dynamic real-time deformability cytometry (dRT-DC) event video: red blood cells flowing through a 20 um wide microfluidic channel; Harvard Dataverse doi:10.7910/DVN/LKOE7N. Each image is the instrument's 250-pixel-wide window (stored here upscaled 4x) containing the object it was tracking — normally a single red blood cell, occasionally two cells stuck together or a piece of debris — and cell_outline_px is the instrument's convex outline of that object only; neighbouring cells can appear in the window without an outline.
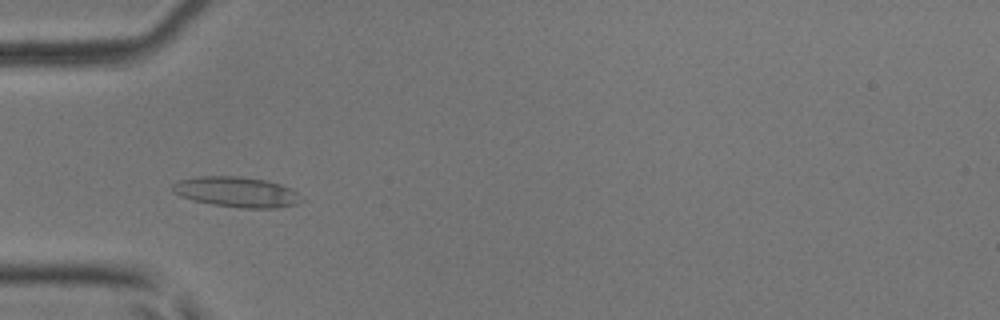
{"species": "common noctule bat (a hibernating species)", "species_latin": "Nyctalus noctula", "temperature_condition": "room temperature", "stored_images_in_passage": 5, "camera_frame_rate_fps": 3000, "um_per_image_px": 0.085, "animal": {"sex": "male", "body_mass_g": 17.9, "forearm_length_mm": 54.2}, "frame": {"image": 1, "passage_image": 3, "time_ms": 0.667, "image_size_px": [1000, 320], "cell_outline_px": [[304, 200], [296, 204], [276, 208], [244, 208], [212, 204], [192, 200], [180, 196], [172, 192], [172, 184], [176, 180], [196, 176], [244, 176], [264, 180], [280, 184], [296, 192]], "centroid_in_image_um": [20.06, 16.31], "position_along_channel_um": 64.9, "area_um2": 22.89}}
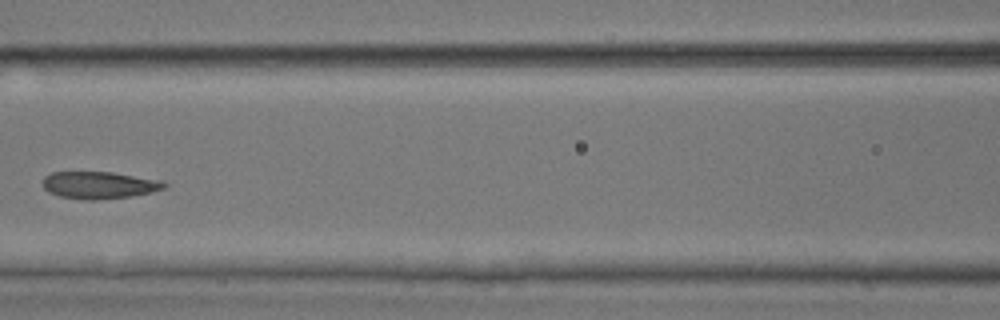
{"frame": {"image": 2, "passage_image": 5, "time_ms": 1.333, "image_size_px": [1000, 320], "cell_outline_px": [[168, 184], [164, 188], [152, 192], [132, 196], [96, 200], [80, 200], [60, 196], [48, 192], [44, 188], [44, 176], [52, 172], [112, 172], [164, 180]], "centroid_in_image_um": [8.46, 15.73], "position_along_channel_um": 158.1, "area_um2": 19.42}}